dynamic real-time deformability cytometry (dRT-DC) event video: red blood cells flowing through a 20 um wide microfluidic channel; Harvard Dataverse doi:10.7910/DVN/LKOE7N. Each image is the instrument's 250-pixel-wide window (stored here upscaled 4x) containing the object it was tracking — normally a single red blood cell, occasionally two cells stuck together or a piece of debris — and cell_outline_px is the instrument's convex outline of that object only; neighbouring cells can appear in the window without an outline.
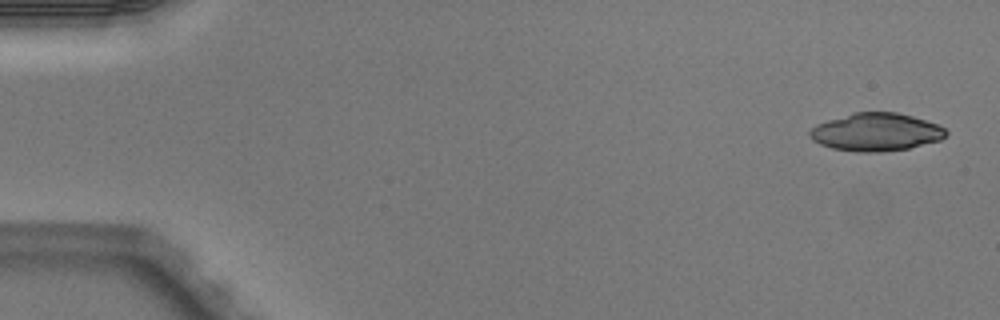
{"species": "Egyptian fruit bat (a non-hibernating species)", "species_latin": "Rousettus aegyptiacus", "temperature_condition": "warm", "stored_images_in_passage": 5, "camera_frame_rate_fps": 3000, "um_per_image_px": 0.085, "animal": {"sex": "male"}, "frame": {"image": 1, "passage_image": 1, "time_ms": 0.0, "image_size_px": [1000, 320], "cell_outline_px": [[948, 136], [940, 140], [908, 148], [880, 152], [860, 152], [832, 148], [820, 144], [812, 140], [808, 136], [808, 132], [816, 124], [852, 112], [896, 112], [912, 116], [940, 124], [948, 132]], "centroid_in_image_um": [74.47, 11.22], "position_along_channel_um": 10.5, "area_um2": 30.23}}